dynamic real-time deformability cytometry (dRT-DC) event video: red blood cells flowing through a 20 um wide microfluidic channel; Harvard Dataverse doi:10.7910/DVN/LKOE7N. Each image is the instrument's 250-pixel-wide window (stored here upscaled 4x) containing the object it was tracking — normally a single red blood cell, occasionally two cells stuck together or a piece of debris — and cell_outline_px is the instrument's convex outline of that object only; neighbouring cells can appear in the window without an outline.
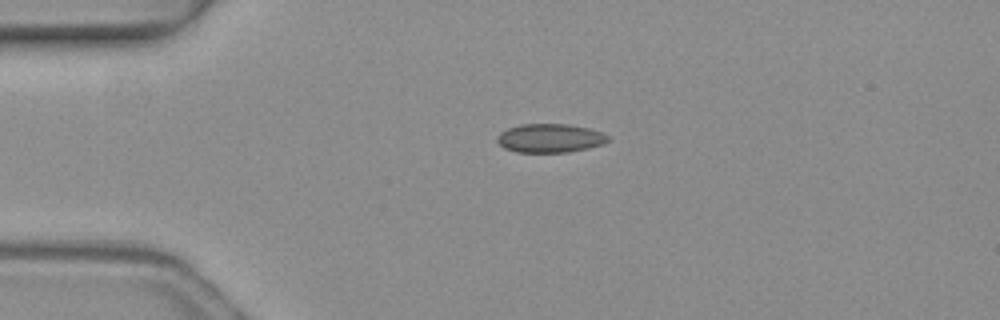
{"species": "common noctule bat (a hibernating species)", "species_latin": "Nyctalus noctula", "temperature_condition": "warm", "stored_images_in_passage": 5, "camera_frame_rate_fps": 3000, "um_per_image_px": 0.085, "animal": {"sex": "female", "body_mass_g": 19.3, "forearm_length_mm": 54.1}, "frame": {"image": 1, "passage_image": 5, "time_ms": 1.333, "image_size_px": [1000, 320], "cell_outline_px": [[612, 140], [604, 144], [588, 148], [568, 152], [516, 152], [504, 148], [496, 140], [496, 136], [500, 132], [508, 128], [520, 124], [568, 124], [588, 128], [600, 132], [608, 136]], "centroid_in_image_um": [46.75, 11.74], "position_along_channel_um": 38.3, "area_um2": 18.67}}